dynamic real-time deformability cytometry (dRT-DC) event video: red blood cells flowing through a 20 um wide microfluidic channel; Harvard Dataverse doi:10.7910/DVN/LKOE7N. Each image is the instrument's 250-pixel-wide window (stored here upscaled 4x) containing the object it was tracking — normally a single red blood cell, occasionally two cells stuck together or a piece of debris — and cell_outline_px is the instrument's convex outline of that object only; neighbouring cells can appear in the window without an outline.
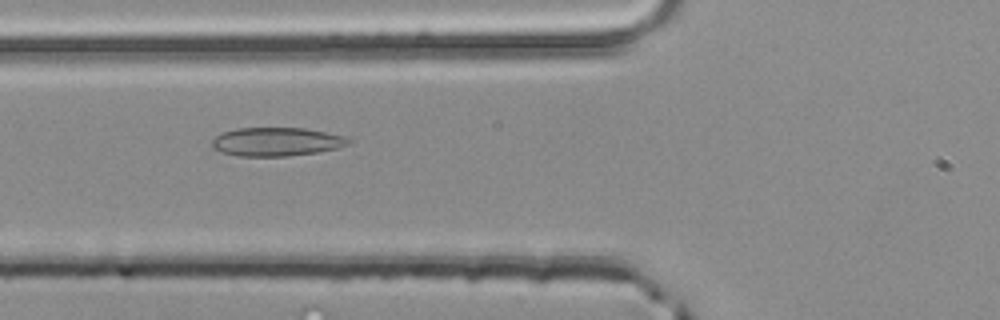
{"species": "common noctule bat (a hibernating species)", "species_latin": "Nyctalus noctula", "temperature_condition": "room temperature", "stored_images_in_passage": 35, "camera_frame_rate_fps": 3000, "um_per_image_px": 0.085, "animal": {"sex": "male", "body_mass_g": 20.4}, "frame": {"image": 1, "passage_image": 3, "time_ms": 0.667, "image_size_px": [1000, 320], "cell_outline_px": [[352, 140], [348, 144], [336, 148], [316, 152], [288, 156], [236, 156], [220, 152], [212, 148], [212, 140], [216, 136], [224, 132], [236, 128], [304, 128], [344, 136]], "centroid_in_image_um": [23.46, 12.05], "position_along_channel_um": 102.3, "area_um2": 22.66}}
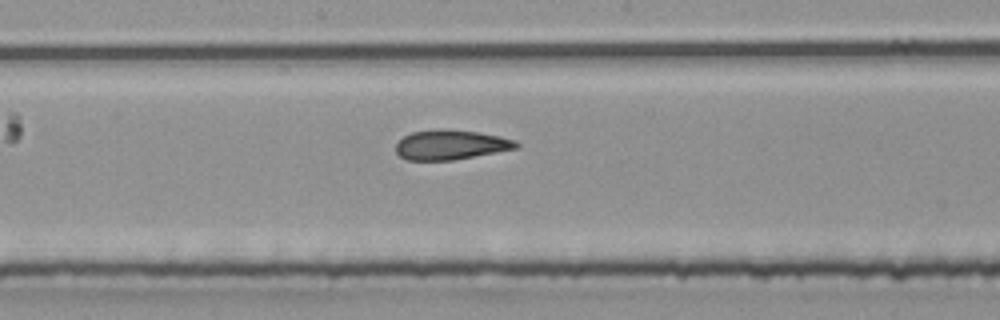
{"frame": {"image": 2, "passage_image": 11, "time_ms": 3.333, "image_size_px": [1000, 320], "cell_outline_px": [[520, 148], [452, 160], [408, 160], [400, 156], [396, 152], [396, 144], [404, 136], [412, 132], [476, 132], [500, 136], [516, 140], [520, 144]], "centroid_in_image_um": [38.37, 12.36], "position_along_channel_um": 209.8, "area_um2": 19.94}}
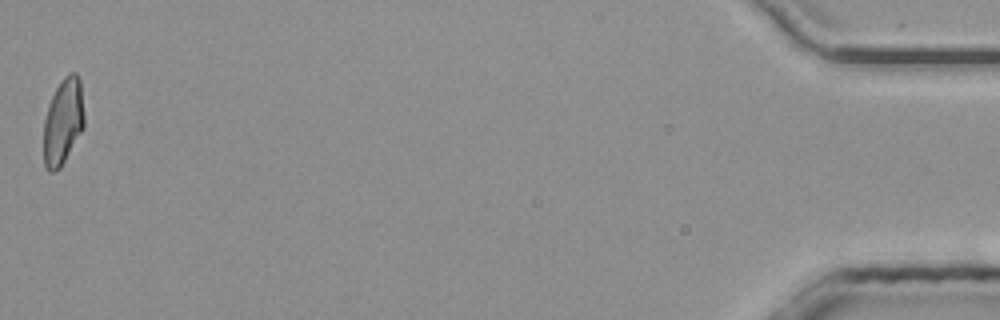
{"frame": {"image": 3, "passage_image": 35, "time_ms": 11.333, "image_size_px": [1000, 320], "cell_outline_px": [[84, 128], [60, 168], [56, 172], [48, 172], [44, 164], [44, 120], [48, 104], [56, 88], [64, 76], [68, 72], [76, 72], [80, 80], [84, 112]], "centroid_in_image_um": [5.36, 10.33], "position_along_channel_um": 429.8, "area_um2": 20.58}}